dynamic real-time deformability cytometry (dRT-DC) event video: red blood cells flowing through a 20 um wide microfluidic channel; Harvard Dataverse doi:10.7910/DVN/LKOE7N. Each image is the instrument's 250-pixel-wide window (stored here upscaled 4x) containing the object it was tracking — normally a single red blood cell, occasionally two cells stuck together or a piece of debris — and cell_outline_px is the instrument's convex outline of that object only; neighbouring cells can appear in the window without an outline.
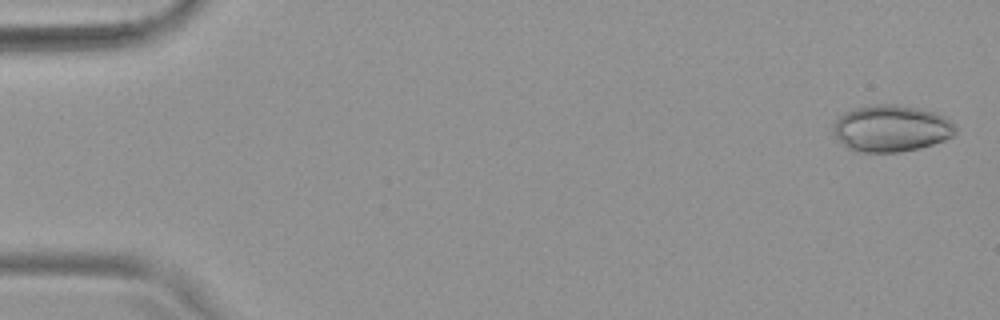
{"species": "common noctule bat (a hibernating species)", "species_latin": "Nyctalus noctula", "temperature_condition": "warm", "stored_images_in_passage": 26, "camera_frame_rate_fps": 3000, "um_per_image_px": 0.085, "animal": {"sex": "female", "body_mass_g": 19.9}, "frame": {"image": 1, "passage_image": 2, "time_ms": 0.333, "image_size_px": [1000, 320], "cell_outline_px": [[956, 132], [952, 136], [944, 140], [920, 148], [900, 152], [856, 152], [848, 148], [836, 136], [832, 128], [836, 120], [844, 112], [856, 108], [872, 104], [896, 104], [936, 112], [944, 116], [956, 128]], "centroid_in_image_um": [75.75, 10.91], "position_along_channel_um": 9.3, "area_um2": 33.12}}
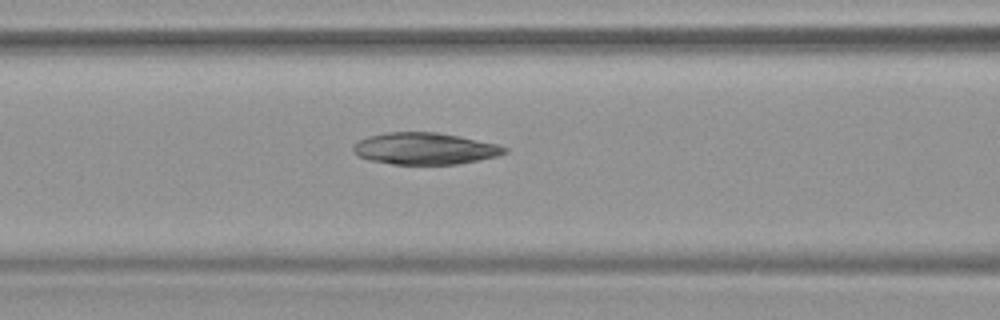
{"frame": {"image": 2, "passage_image": 23, "time_ms": 7.333, "image_size_px": [1000, 320], "cell_outline_px": [[508, 152], [496, 156], [456, 164], [392, 164], [372, 160], [360, 156], [352, 152], [352, 144], [368, 136], [384, 132], [436, 132], [460, 136], [496, 144], [508, 148]], "centroid_in_image_um": [36.08, 12.62], "position_along_channel_um": 130.5, "area_um2": 27.86}}
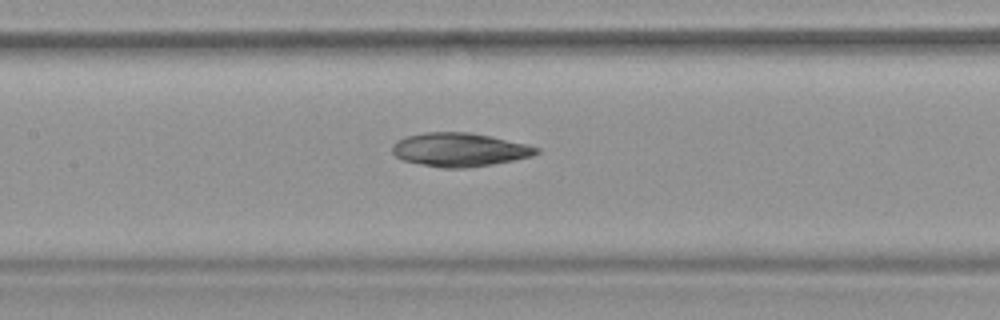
{"frame": {"image": 3, "passage_image": 26, "time_ms": 8.333, "image_size_px": [1000, 320], "cell_outline_px": [[540, 152], [532, 156], [492, 164], [464, 168], [440, 168], [400, 160], [392, 152], [392, 144], [396, 140], [404, 136], [424, 132], [468, 132], [492, 136], [528, 144], [540, 148]], "centroid_in_image_um": [39.03, 12.71], "position_along_channel_um": 168.4, "area_um2": 28.55}}